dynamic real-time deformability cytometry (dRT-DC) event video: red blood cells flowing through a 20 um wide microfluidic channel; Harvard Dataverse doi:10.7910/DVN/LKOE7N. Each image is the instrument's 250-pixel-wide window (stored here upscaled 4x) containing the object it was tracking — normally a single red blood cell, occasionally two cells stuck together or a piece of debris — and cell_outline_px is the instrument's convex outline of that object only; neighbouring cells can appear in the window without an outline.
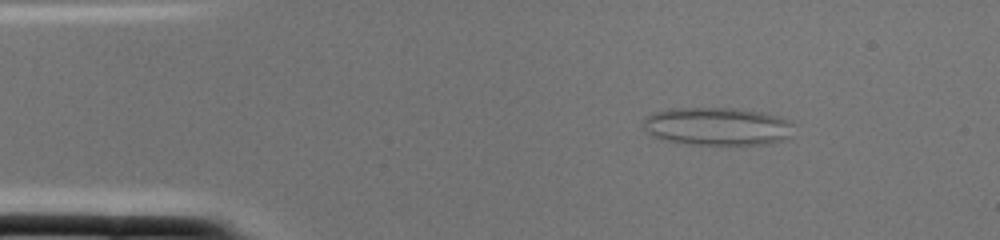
{"species": "common noctule bat (a hibernating species)", "species_latin": "Nyctalus noctula", "temperature_condition": "cold", "stored_images_in_passage": 1, "camera_frame_rate_fps": 3000, "um_per_image_px": 0.085, "animal": {"sex": "female", "body_mass_g": 22.0, "forearm_length_mm": 56.7}, "frame": {"image": 1, "passage_image": 1, "time_ms": 0.0, "image_size_px": [1000, 240], "cell_outline_px": [[792, 124], [788, 136], [784, 140], [772, 144], [688, 144], [664, 140], [652, 136], [644, 128], [644, 116], [652, 112], [668, 108], [732, 108], [768, 112], [792, 120]], "centroid_in_image_um": [60.97, 10.72], "position_along_channel_um": 24.0, "area_um2": 33.7}}